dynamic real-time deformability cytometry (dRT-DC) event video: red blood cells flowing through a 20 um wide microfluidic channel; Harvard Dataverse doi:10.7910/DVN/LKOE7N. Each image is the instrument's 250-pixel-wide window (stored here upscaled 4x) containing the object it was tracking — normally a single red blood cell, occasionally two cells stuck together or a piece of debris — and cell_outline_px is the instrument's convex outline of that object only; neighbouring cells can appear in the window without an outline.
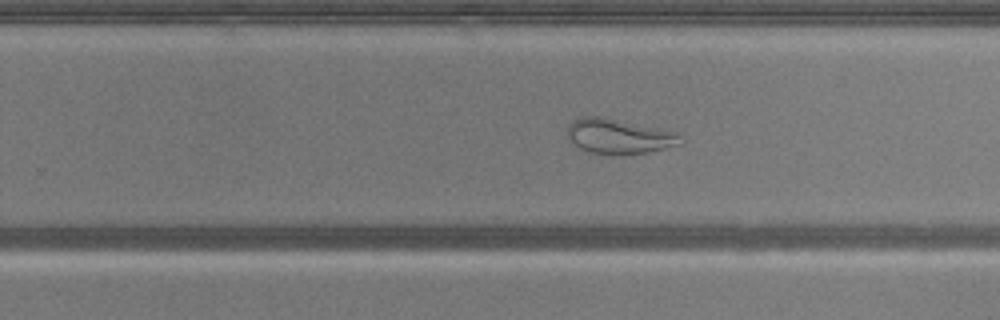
{"species": "common noctule bat (a hibernating species)", "species_latin": "Nyctalus noctula", "temperature_condition": "warm", "stored_images_in_passage": 43, "camera_frame_rate_fps": 3000, "um_per_image_px": 0.085, "animal": {"sex": "male", "body_mass_g": 20.5, "forearm_length_mm": 52.5}, "frame": {"image": 1, "passage_image": 24, "time_ms": 7.667, "image_size_px": [1000, 320], "cell_outline_px": [[680, 144], [648, 152], [584, 152], [568, 136], [568, 124], [572, 120], [584, 116], [600, 116], [676, 132]], "centroid_in_image_um": [52.54, 11.54], "position_along_channel_um": 277.3, "area_um2": 21.91}}
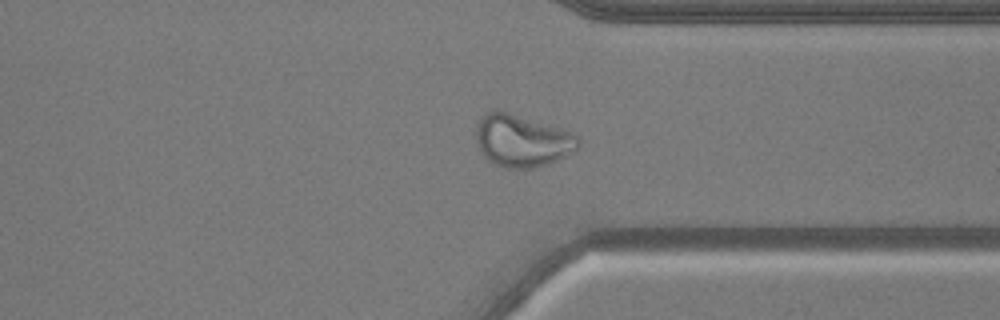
{"frame": {"image": 2, "passage_image": 31, "time_ms": 10.0, "image_size_px": [1000, 320], "cell_outline_px": [[580, 144], [576, 152], [548, 164], [532, 168], [504, 168], [488, 160], [484, 156], [476, 140], [476, 124], [480, 116], [492, 108], [508, 112], [580, 136]], "centroid_in_image_um": [44.36, 11.96], "position_along_channel_um": 367.0, "area_um2": 31.1}}
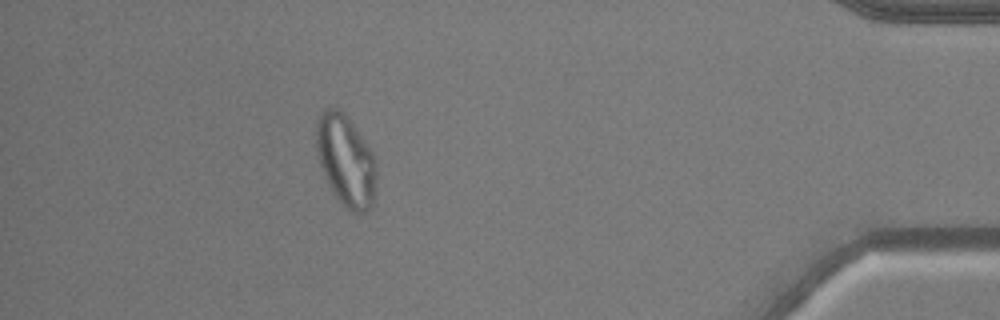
{"frame": {"image": 3, "passage_image": 38, "time_ms": 12.333, "image_size_px": [1000, 320], "cell_outline_px": [[376, 192], [372, 208], [364, 212], [352, 212], [344, 208], [340, 204], [332, 192], [324, 176], [320, 164], [316, 148], [316, 120], [320, 112], [328, 104], [340, 108], [344, 112], [364, 140], [372, 152], [376, 160]], "centroid_in_image_um": [29.39, 13.64], "position_along_channel_um": 405.8, "area_um2": 32.77}}